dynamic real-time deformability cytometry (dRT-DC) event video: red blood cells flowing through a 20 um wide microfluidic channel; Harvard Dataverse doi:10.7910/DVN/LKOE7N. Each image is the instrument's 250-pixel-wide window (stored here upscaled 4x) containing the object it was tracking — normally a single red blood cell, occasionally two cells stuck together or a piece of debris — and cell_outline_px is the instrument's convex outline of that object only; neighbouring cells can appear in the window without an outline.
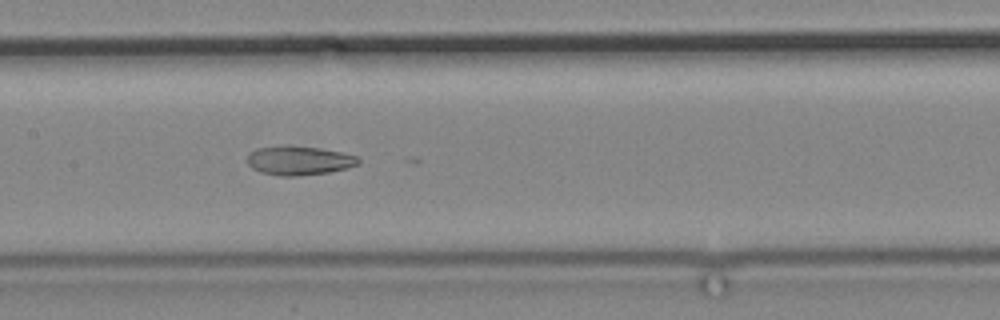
{"species": "common noctule bat (a hibernating species)", "species_latin": "Nyctalus noctula", "temperature_condition": "cold", "stored_images_in_passage": 14, "camera_frame_rate_fps": 3000, "um_per_image_px": 0.085, "animal": {"sex": "male", "body_mass_g": 19.2, "forearm_length_mm": 51.8}, "frame": {"image": 1, "passage_image": 12, "time_ms": 13.667, "image_size_px": [1000, 320], "cell_outline_px": [[360, 164], [348, 168], [328, 172], [292, 176], [280, 176], [260, 172], [252, 168], [248, 164], [248, 152], [256, 148], [316, 148], [340, 152], [356, 156], [360, 160]], "centroid_in_image_um": [25.43, 13.69], "position_along_channel_um": 182.0, "area_um2": 18.03}}
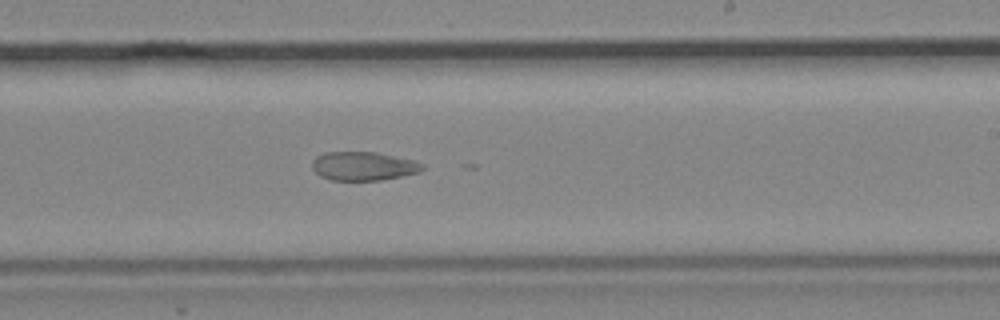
{"frame": {"image": 2, "passage_image": 14, "time_ms": 16.0, "image_size_px": [1000, 320], "cell_outline_px": [[424, 168], [420, 172], [380, 180], [332, 180], [320, 176], [312, 168], [312, 160], [316, 156], [324, 152], [376, 152], [412, 160], [424, 164]], "centroid_in_image_um": [30.86, 14.11], "position_along_channel_um": 258.1, "area_um2": 18.38}}